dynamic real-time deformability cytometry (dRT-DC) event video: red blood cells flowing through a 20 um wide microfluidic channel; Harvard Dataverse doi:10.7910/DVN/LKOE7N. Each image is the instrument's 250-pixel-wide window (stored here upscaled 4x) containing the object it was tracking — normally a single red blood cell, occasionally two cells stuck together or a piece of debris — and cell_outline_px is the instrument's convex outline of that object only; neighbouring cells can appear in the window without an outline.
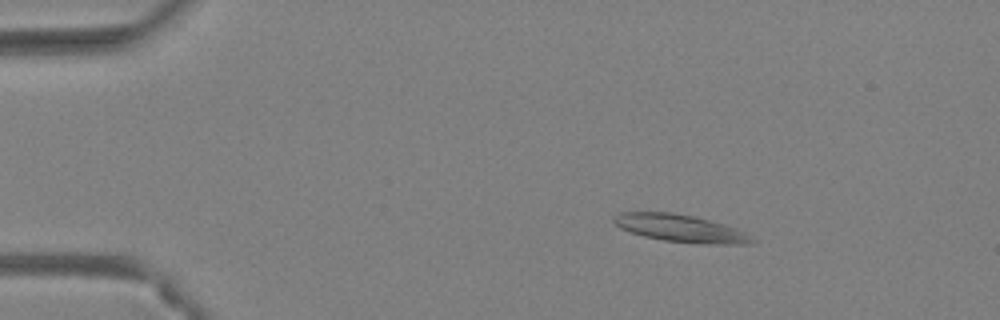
{"species": "Egyptian fruit bat (a non-hibernating species)", "species_latin": "Rousettus aegyptiacus", "temperature_condition": "warm", "stored_images_in_passage": 46, "camera_frame_rate_fps": 3000, "um_per_image_px": 0.085, "animal": {"sex": "female"}, "frame": {"image": 1, "passage_image": 8, "time_ms": 2.333, "image_size_px": [1000, 320], "cell_outline_px": [[756, 240], [748, 244], [708, 244], [664, 240], [644, 236], [620, 228], [612, 220], [612, 216], [620, 212], [672, 212], [692, 216], [708, 220], [736, 228], [744, 232]], "centroid_in_image_um": [57.81, 19.4], "position_along_channel_um": 27.2, "area_um2": 21.79}}
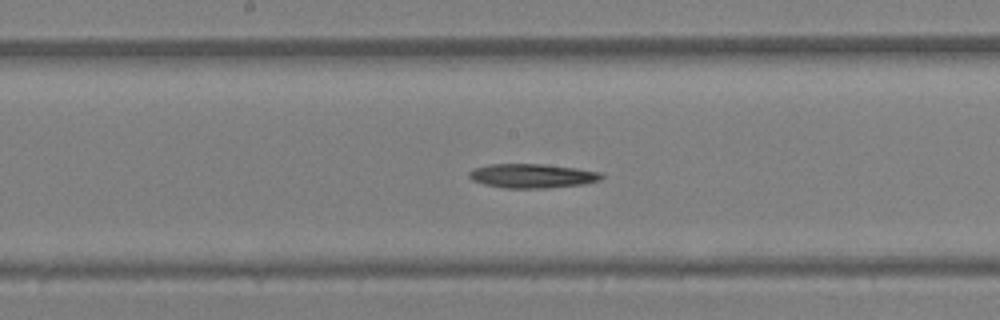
{"frame": {"image": 2, "passage_image": 25, "time_ms": 8.0, "image_size_px": [1000, 320], "cell_outline_px": [[604, 176], [600, 180], [584, 184], [548, 188], [504, 188], [484, 184], [472, 180], [468, 176], [468, 172], [472, 168], [488, 164], [544, 164], [576, 168], [600, 172]], "centroid_in_image_um": [45.21, 14.95], "position_along_channel_um": 203.0, "area_um2": 18.79}}
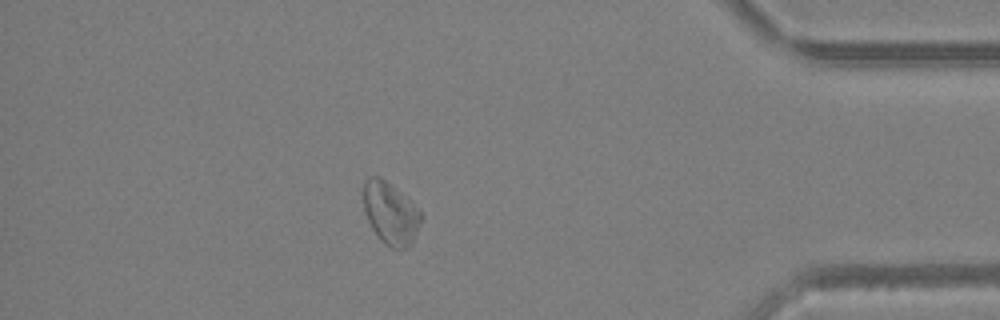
{"frame": {"image": 3, "passage_image": 41, "time_ms": 13.333, "image_size_px": [1000, 320], "cell_outline_px": [[424, 216], [412, 244], [404, 248], [392, 248], [384, 244], [380, 240], [372, 228], [364, 212], [364, 180], [368, 176], [380, 176], [408, 200]], "centroid_in_image_um": [33.18, 18.15], "position_along_channel_um": 402.0, "area_um2": 20.63}, "authors_computed_cell_mechanics": {"area_um2": 20.3167, "velocity_mm_per_s": 4.4408, "shape_relaxation_time_tau1_ms": 11.0839, "shape_relaxation_time_tau2_ms": null, "deformation_change_tau1": 0.2808, "deformation_change_tau2": null}}